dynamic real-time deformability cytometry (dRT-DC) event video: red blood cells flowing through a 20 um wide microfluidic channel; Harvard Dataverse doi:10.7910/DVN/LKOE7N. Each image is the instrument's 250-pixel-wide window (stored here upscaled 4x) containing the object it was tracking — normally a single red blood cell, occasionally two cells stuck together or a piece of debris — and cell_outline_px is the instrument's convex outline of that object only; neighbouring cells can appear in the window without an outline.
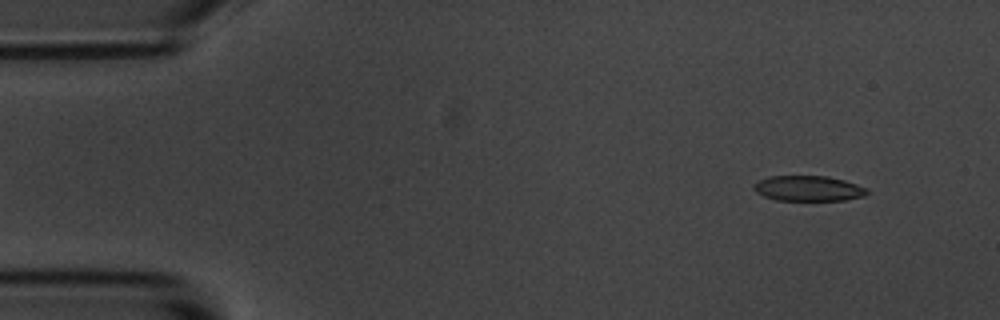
{"species": "common noctule bat (a hibernating species)", "species_latin": "Nyctalus noctula", "temperature_condition": "room temperature", "stored_images_in_passage": 4, "camera_frame_rate_fps": 3000, "um_per_image_px": 0.085, "animal": {"sex": "male", "body_mass_g": 20.1, "forearm_length_mm": 53.5}, "frame": {"image": 1, "passage_image": 1, "time_ms": 0.0, "image_size_px": [1000, 320], "cell_outline_px": [[868, 192], [864, 196], [844, 200], [776, 200], [764, 196], [756, 192], [752, 188], [752, 184], [768, 176], [828, 176], [844, 180], [868, 188]], "centroid_in_image_um": [68.69, 16.01], "position_along_channel_um": 16.3, "area_um2": 16.76}}
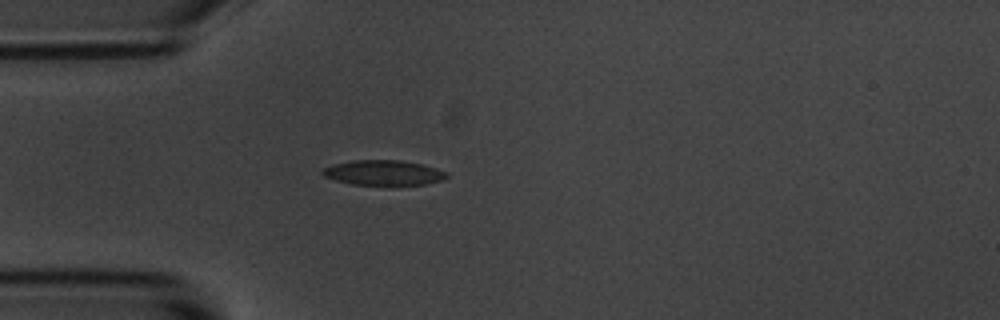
{"frame": {"image": 2, "passage_image": 4, "time_ms": 1.0, "image_size_px": [1000, 320], "cell_outline_px": [[448, 176], [444, 180], [424, 184], [388, 188], [384, 188], [352, 184], [336, 180], [324, 176], [320, 172], [324, 168], [336, 164], [352, 160], [400, 160], [424, 164], [448, 172]], "centroid_in_image_um": [32.66, 14.73], "position_along_channel_um": 52.3, "area_um2": 19.02}}